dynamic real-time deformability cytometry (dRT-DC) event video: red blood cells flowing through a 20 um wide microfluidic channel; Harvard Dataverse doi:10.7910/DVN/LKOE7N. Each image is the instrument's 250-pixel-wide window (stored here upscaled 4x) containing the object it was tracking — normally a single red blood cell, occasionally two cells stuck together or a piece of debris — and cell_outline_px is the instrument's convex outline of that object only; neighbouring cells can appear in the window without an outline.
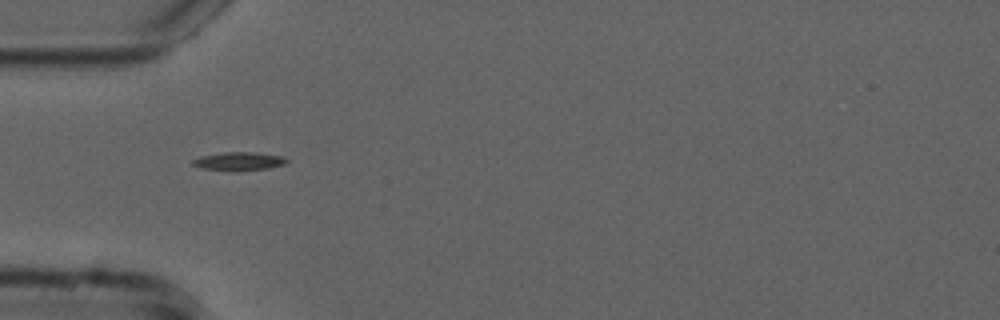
{"species": "common noctule bat (a hibernating species)", "species_latin": "Nyctalus noctula", "temperature_condition": "cold", "stored_images_in_passage": 49, "camera_frame_rate_fps": 3000, "um_per_image_px": 0.085, "animal": {"sex": "male", "forearm_length_mm": 52.5}, "frame": {"image": 1, "passage_image": 12, "time_ms": 3.667, "image_size_px": [1000, 320], "cell_outline_px": [[292, 160], [284, 164], [268, 168], [236, 172], [200, 168], [192, 164], [192, 160], [200, 156], [224, 152], [256, 152], [284, 156]], "centroid_in_image_um": [20.34, 13.71], "position_along_channel_um": 64.7, "area_um2": 10.4}}